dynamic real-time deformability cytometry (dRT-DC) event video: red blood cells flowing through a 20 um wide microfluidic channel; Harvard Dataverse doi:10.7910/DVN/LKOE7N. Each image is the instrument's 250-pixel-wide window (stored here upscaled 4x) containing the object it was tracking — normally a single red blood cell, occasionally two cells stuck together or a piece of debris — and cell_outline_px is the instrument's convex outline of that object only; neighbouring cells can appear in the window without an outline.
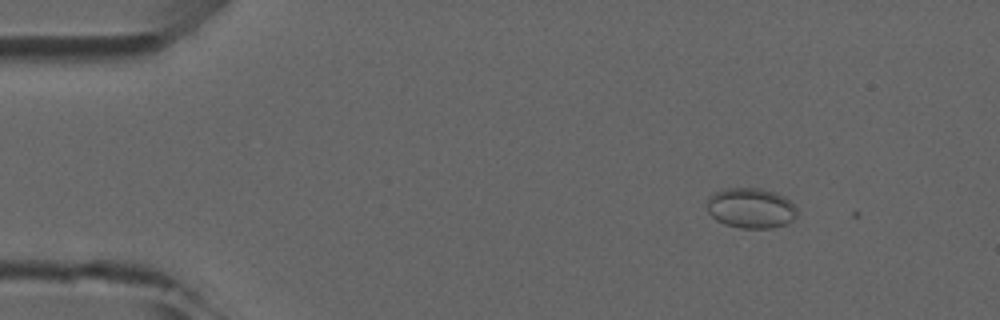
{"species": "common noctule bat (a hibernating species)", "species_latin": "Nyctalus noctula", "temperature_condition": "room temperature", "stored_images_in_passage": 4, "camera_frame_rate_fps": 3000, "um_per_image_px": 0.085, "animal": {"sex": "male", "forearm_length_mm": 52.5}, "frame": {"image": 1, "passage_image": 2, "time_ms": 1.0, "image_size_px": [1000, 320], "cell_outline_px": [[796, 216], [792, 220], [784, 224], [772, 228], [740, 228], [724, 224], [716, 220], [708, 212], [704, 204], [708, 196], [724, 188], [760, 188], [776, 192], [784, 196], [796, 208]], "centroid_in_image_um": [63.76, 17.68], "position_along_channel_um": 21.2, "area_um2": 21.33}}